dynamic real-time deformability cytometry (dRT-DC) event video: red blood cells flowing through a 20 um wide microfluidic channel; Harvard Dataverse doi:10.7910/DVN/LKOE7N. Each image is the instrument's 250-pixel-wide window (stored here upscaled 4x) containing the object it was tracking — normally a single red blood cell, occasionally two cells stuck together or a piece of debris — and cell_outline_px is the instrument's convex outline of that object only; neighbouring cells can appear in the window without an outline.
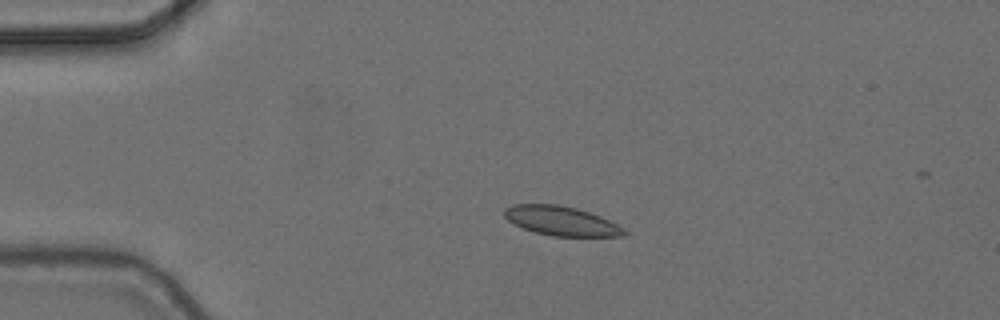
{"species": "common noctule bat (a hibernating species)", "species_latin": "Nyctalus noctula", "temperature_condition": "cold", "stored_images_in_passage": 5, "camera_frame_rate_fps": 3000, "um_per_image_px": 0.085, "animal": {"sex": "female", "body_mass_g": 24.6, "forearm_length_mm": 56.2}, "frame": {"image": 1, "passage_image": 4, "time_ms": 1.0, "image_size_px": [1000, 320], "cell_outline_px": [[628, 232], [624, 236], [552, 236], [536, 232], [524, 228], [508, 220], [504, 216], [504, 208], [512, 204], [556, 204], [576, 208], [600, 216], [624, 228]], "centroid_in_image_um": [47.7, 18.77], "position_along_channel_um": 37.3, "area_um2": 20.29}}
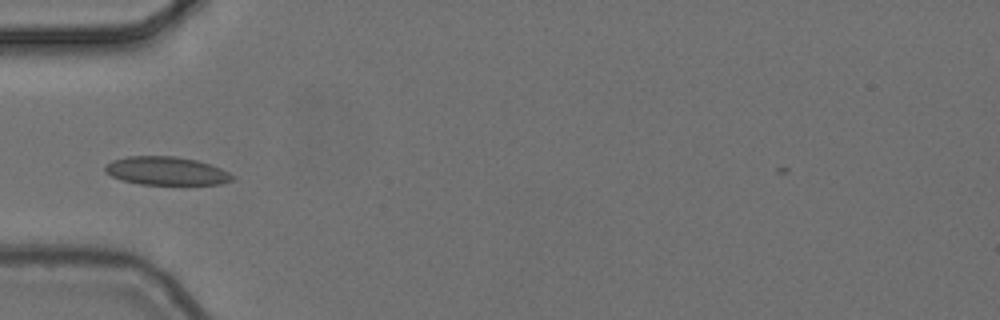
{"frame": {"image": 2, "passage_image": 5, "time_ms": 1.333, "image_size_px": [1000, 320], "cell_outline_px": [[236, 176], [232, 180], [220, 184], [140, 184], [124, 180], [112, 176], [104, 172], [104, 168], [112, 160], [128, 156], [176, 156], [196, 160], [220, 168]], "centroid_in_image_um": [14.14, 14.52], "position_along_channel_um": 70.9, "area_um2": 20.81}}